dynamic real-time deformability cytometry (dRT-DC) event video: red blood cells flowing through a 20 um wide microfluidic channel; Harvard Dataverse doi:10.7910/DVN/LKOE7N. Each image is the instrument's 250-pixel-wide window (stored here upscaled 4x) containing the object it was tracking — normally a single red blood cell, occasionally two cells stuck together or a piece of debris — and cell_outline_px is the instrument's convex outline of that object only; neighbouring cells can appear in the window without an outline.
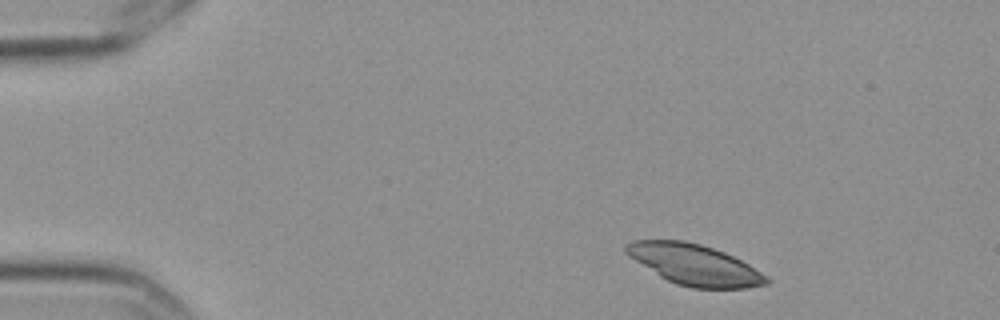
{"species": "Egyptian fruit bat (a non-hibernating species)", "species_latin": "Rousettus aegyptiacus", "temperature_condition": "cold", "stored_images_in_passage": 3, "camera_frame_rate_fps": 3000, "um_per_image_px": 0.085, "frame": {"image": 1, "passage_image": 1, "time_ms": 0.0, "image_size_px": [1000, 320], "cell_outline_px": [[772, 280], [768, 284], [748, 288], [692, 288], [676, 284], [660, 276], [628, 256], [624, 252], [624, 244], [632, 240], [684, 240], [700, 244], [724, 252], [748, 264], [768, 276]], "centroid_in_image_um": [59.03, 22.5], "position_along_channel_um": 26.0, "area_um2": 33.35}}